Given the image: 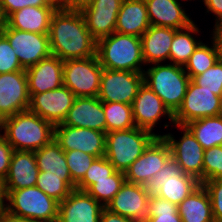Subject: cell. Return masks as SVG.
I'll list each match as a JSON object with an SVG mask.
<instances>
[{
	"label": "cell",
	"instance_id": "1",
	"mask_svg": "<svg viewBox=\"0 0 222 222\" xmlns=\"http://www.w3.org/2000/svg\"><path fill=\"white\" fill-rule=\"evenodd\" d=\"M48 35L52 55L62 61L96 55L97 40L87 29L80 10L57 8Z\"/></svg>",
	"mask_w": 222,
	"mask_h": 222
},
{
	"label": "cell",
	"instance_id": "2",
	"mask_svg": "<svg viewBox=\"0 0 222 222\" xmlns=\"http://www.w3.org/2000/svg\"><path fill=\"white\" fill-rule=\"evenodd\" d=\"M54 125L26 110L0 121V132L13 150L35 152L54 139Z\"/></svg>",
	"mask_w": 222,
	"mask_h": 222
},
{
	"label": "cell",
	"instance_id": "3",
	"mask_svg": "<svg viewBox=\"0 0 222 222\" xmlns=\"http://www.w3.org/2000/svg\"><path fill=\"white\" fill-rule=\"evenodd\" d=\"M96 55L103 68L144 71L145 62L140 37L114 32L97 40Z\"/></svg>",
	"mask_w": 222,
	"mask_h": 222
},
{
	"label": "cell",
	"instance_id": "4",
	"mask_svg": "<svg viewBox=\"0 0 222 222\" xmlns=\"http://www.w3.org/2000/svg\"><path fill=\"white\" fill-rule=\"evenodd\" d=\"M148 67L143 71V83L153 90L174 115L183 103L191 80L189 75L183 66L168 62Z\"/></svg>",
	"mask_w": 222,
	"mask_h": 222
},
{
	"label": "cell",
	"instance_id": "5",
	"mask_svg": "<svg viewBox=\"0 0 222 222\" xmlns=\"http://www.w3.org/2000/svg\"><path fill=\"white\" fill-rule=\"evenodd\" d=\"M160 134L134 127L106 133L105 157L117 171L126 172Z\"/></svg>",
	"mask_w": 222,
	"mask_h": 222
},
{
	"label": "cell",
	"instance_id": "6",
	"mask_svg": "<svg viewBox=\"0 0 222 222\" xmlns=\"http://www.w3.org/2000/svg\"><path fill=\"white\" fill-rule=\"evenodd\" d=\"M9 213L39 222H57L59 202L47 196L38 187L12 190L7 194Z\"/></svg>",
	"mask_w": 222,
	"mask_h": 222
},
{
	"label": "cell",
	"instance_id": "7",
	"mask_svg": "<svg viewBox=\"0 0 222 222\" xmlns=\"http://www.w3.org/2000/svg\"><path fill=\"white\" fill-rule=\"evenodd\" d=\"M200 185L195 177L185 174L180 165L170 157L161 171L146 184V190L150 195L155 194L179 205Z\"/></svg>",
	"mask_w": 222,
	"mask_h": 222
},
{
	"label": "cell",
	"instance_id": "8",
	"mask_svg": "<svg viewBox=\"0 0 222 222\" xmlns=\"http://www.w3.org/2000/svg\"><path fill=\"white\" fill-rule=\"evenodd\" d=\"M103 67L97 55L63 61V85L76 97H97Z\"/></svg>",
	"mask_w": 222,
	"mask_h": 222
},
{
	"label": "cell",
	"instance_id": "9",
	"mask_svg": "<svg viewBox=\"0 0 222 222\" xmlns=\"http://www.w3.org/2000/svg\"><path fill=\"white\" fill-rule=\"evenodd\" d=\"M1 33L8 39L24 70L52 55L48 34L13 29L6 23Z\"/></svg>",
	"mask_w": 222,
	"mask_h": 222
},
{
	"label": "cell",
	"instance_id": "10",
	"mask_svg": "<svg viewBox=\"0 0 222 222\" xmlns=\"http://www.w3.org/2000/svg\"><path fill=\"white\" fill-rule=\"evenodd\" d=\"M142 84L143 72L103 68L97 97L102 102H119L131 105Z\"/></svg>",
	"mask_w": 222,
	"mask_h": 222
},
{
	"label": "cell",
	"instance_id": "11",
	"mask_svg": "<svg viewBox=\"0 0 222 222\" xmlns=\"http://www.w3.org/2000/svg\"><path fill=\"white\" fill-rule=\"evenodd\" d=\"M174 126L183 132L179 140H175L174 135L170 133L161 137L168 143L171 157L180 165L184 173L195 177L202 184L204 148L186 126Z\"/></svg>",
	"mask_w": 222,
	"mask_h": 222
},
{
	"label": "cell",
	"instance_id": "12",
	"mask_svg": "<svg viewBox=\"0 0 222 222\" xmlns=\"http://www.w3.org/2000/svg\"><path fill=\"white\" fill-rule=\"evenodd\" d=\"M219 96L190 80L183 103L174 114V125L185 126L189 122L218 116Z\"/></svg>",
	"mask_w": 222,
	"mask_h": 222
},
{
	"label": "cell",
	"instance_id": "13",
	"mask_svg": "<svg viewBox=\"0 0 222 222\" xmlns=\"http://www.w3.org/2000/svg\"><path fill=\"white\" fill-rule=\"evenodd\" d=\"M54 140L64 151L79 150L97 158L105 156L106 133L89 128L57 124Z\"/></svg>",
	"mask_w": 222,
	"mask_h": 222
},
{
	"label": "cell",
	"instance_id": "14",
	"mask_svg": "<svg viewBox=\"0 0 222 222\" xmlns=\"http://www.w3.org/2000/svg\"><path fill=\"white\" fill-rule=\"evenodd\" d=\"M171 157V150L163 137H156L143 154L125 172L127 182L145 185L160 172Z\"/></svg>",
	"mask_w": 222,
	"mask_h": 222
},
{
	"label": "cell",
	"instance_id": "15",
	"mask_svg": "<svg viewBox=\"0 0 222 222\" xmlns=\"http://www.w3.org/2000/svg\"><path fill=\"white\" fill-rule=\"evenodd\" d=\"M75 98V94L62 85L54 90L32 94L28 110L55 126L64 121Z\"/></svg>",
	"mask_w": 222,
	"mask_h": 222
},
{
	"label": "cell",
	"instance_id": "16",
	"mask_svg": "<svg viewBox=\"0 0 222 222\" xmlns=\"http://www.w3.org/2000/svg\"><path fill=\"white\" fill-rule=\"evenodd\" d=\"M29 104L26 71L0 74V121L28 110Z\"/></svg>",
	"mask_w": 222,
	"mask_h": 222
},
{
	"label": "cell",
	"instance_id": "17",
	"mask_svg": "<svg viewBox=\"0 0 222 222\" xmlns=\"http://www.w3.org/2000/svg\"><path fill=\"white\" fill-rule=\"evenodd\" d=\"M132 111L135 126L153 132L161 117L167 116L174 124V115L164 105L163 101L144 83L139 87L132 102Z\"/></svg>",
	"mask_w": 222,
	"mask_h": 222
},
{
	"label": "cell",
	"instance_id": "18",
	"mask_svg": "<svg viewBox=\"0 0 222 222\" xmlns=\"http://www.w3.org/2000/svg\"><path fill=\"white\" fill-rule=\"evenodd\" d=\"M149 197L145 185L125 181L106 208L136 222H143L147 216Z\"/></svg>",
	"mask_w": 222,
	"mask_h": 222
},
{
	"label": "cell",
	"instance_id": "19",
	"mask_svg": "<svg viewBox=\"0 0 222 222\" xmlns=\"http://www.w3.org/2000/svg\"><path fill=\"white\" fill-rule=\"evenodd\" d=\"M123 0H91L80 10L90 34L99 40L115 32L117 15Z\"/></svg>",
	"mask_w": 222,
	"mask_h": 222
},
{
	"label": "cell",
	"instance_id": "20",
	"mask_svg": "<svg viewBox=\"0 0 222 222\" xmlns=\"http://www.w3.org/2000/svg\"><path fill=\"white\" fill-rule=\"evenodd\" d=\"M103 208L87 192L75 189L59 203L57 222H99Z\"/></svg>",
	"mask_w": 222,
	"mask_h": 222
},
{
	"label": "cell",
	"instance_id": "21",
	"mask_svg": "<svg viewBox=\"0 0 222 222\" xmlns=\"http://www.w3.org/2000/svg\"><path fill=\"white\" fill-rule=\"evenodd\" d=\"M62 124L106 133L103 102L98 97H76Z\"/></svg>",
	"mask_w": 222,
	"mask_h": 222
},
{
	"label": "cell",
	"instance_id": "22",
	"mask_svg": "<svg viewBox=\"0 0 222 222\" xmlns=\"http://www.w3.org/2000/svg\"><path fill=\"white\" fill-rule=\"evenodd\" d=\"M29 96L54 90L63 85V61L51 55L25 70Z\"/></svg>",
	"mask_w": 222,
	"mask_h": 222
},
{
	"label": "cell",
	"instance_id": "23",
	"mask_svg": "<svg viewBox=\"0 0 222 222\" xmlns=\"http://www.w3.org/2000/svg\"><path fill=\"white\" fill-rule=\"evenodd\" d=\"M151 26L176 30L188 27L193 20L186 14L180 0H144Z\"/></svg>",
	"mask_w": 222,
	"mask_h": 222
},
{
	"label": "cell",
	"instance_id": "24",
	"mask_svg": "<svg viewBox=\"0 0 222 222\" xmlns=\"http://www.w3.org/2000/svg\"><path fill=\"white\" fill-rule=\"evenodd\" d=\"M38 173L39 169L34 152L14 150L9 172L4 179L6 193L8 194L12 190L34 187Z\"/></svg>",
	"mask_w": 222,
	"mask_h": 222
},
{
	"label": "cell",
	"instance_id": "25",
	"mask_svg": "<svg viewBox=\"0 0 222 222\" xmlns=\"http://www.w3.org/2000/svg\"><path fill=\"white\" fill-rule=\"evenodd\" d=\"M58 6H27L10 14L5 23L13 29L49 34L52 15Z\"/></svg>",
	"mask_w": 222,
	"mask_h": 222
},
{
	"label": "cell",
	"instance_id": "26",
	"mask_svg": "<svg viewBox=\"0 0 222 222\" xmlns=\"http://www.w3.org/2000/svg\"><path fill=\"white\" fill-rule=\"evenodd\" d=\"M176 31L168 27L150 26L142 34L140 38L146 66L169 61L170 47Z\"/></svg>",
	"mask_w": 222,
	"mask_h": 222
},
{
	"label": "cell",
	"instance_id": "27",
	"mask_svg": "<svg viewBox=\"0 0 222 222\" xmlns=\"http://www.w3.org/2000/svg\"><path fill=\"white\" fill-rule=\"evenodd\" d=\"M150 26L144 0H123L115 32L141 37Z\"/></svg>",
	"mask_w": 222,
	"mask_h": 222
},
{
	"label": "cell",
	"instance_id": "28",
	"mask_svg": "<svg viewBox=\"0 0 222 222\" xmlns=\"http://www.w3.org/2000/svg\"><path fill=\"white\" fill-rule=\"evenodd\" d=\"M178 213L182 222H215L210 197L202 184L178 205Z\"/></svg>",
	"mask_w": 222,
	"mask_h": 222
},
{
	"label": "cell",
	"instance_id": "29",
	"mask_svg": "<svg viewBox=\"0 0 222 222\" xmlns=\"http://www.w3.org/2000/svg\"><path fill=\"white\" fill-rule=\"evenodd\" d=\"M211 35L212 46L201 42L183 66L190 79L212 67L222 56V48L217 35L214 32Z\"/></svg>",
	"mask_w": 222,
	"mask_h": 222
},
{
	"label": "cell",
	"instance_id": "30",
	"mask_svg": "<svg viewBox=\"0 0 222 222\" xmlns=\"http://www.w3.org/2000/svg\"><path fill=\"white\" fill-rule=\"evenodd\" d=\"M200 29L194 22L188 27L179 29L175 32L173 41L170 47L169 63L184 66L189 57L194 53L195 49L202 42L195 39V34L199 33ZM194 34V35H193Z\"/></svg>",
	"mask_w": 222,
	"mask_h": 222
},
{
	"label": "cell",
	"instance_id": "31",
	"mask_svg": "<svg viewBox=\"0 0 222 222\" xmlns=\"http://www.w3.org/2000/svg\"><path fill=\"white\" fill-rule=\"evenodd\" d=\"M204 148L222 145V117L212 116L193 120L185 125Z\"/></svg>",
	"mask_w": 222,
	"mask_h": 222
},
{
	"label": "cell",
	"instance_id": "32",
	"mask_svg": "<svg viewBox=\"0 0 222 222\" xmlns=\"http://www.w3.org/2000/svg\"><path fill=\"white\" fill-rule=\"evenodd\" d=\"M39 171L71 176L64 150L53 139L49 144L34 152Z\"/></svg>",
	"mask_w": 222,
	"mask_h": 222
},
{
	"label": "cell",
	"instance_id": "33",
	"mask_svg": "<svg viewBox=\"0 0 222 222\" xmlns=\"http://www.w3.org/2000/svg\"><path fill=\"white\" fill-rule=\"evenodd\" d=\"M35 186L59 203L76 189V183L71 176L54 174L49 171H39Z\"/></svg>",
	"mask_w": 222,
	"mask_h": 222
},
{
	"label": "cell",
	"instance_id": "34",
	"mask_svg": "<svg viewBox=\"0 0 222 222\" xmlns=\"http://www.w3.org/2000/svg\"><path fill=\"white\" fill-rule=\"evenodd\" d=\"M103 111L106 118V133L136 127L132 105L119 102H103Z\"/></svg>",
	"mask_w": 222,
	"mask_h": 222
},
{
	"label": "cell",
	"instance_id": "35",
	"mask_svg": "<svg viewBox=\"0 0 222 222\" xmlns=\"http://www.w3.org/2000/svg\"><path fill=\"white\" fill-rule=\"evenodd\" d=\"M125 181V173L116 171L109 179L95 180V184L86 192L103 207H106L119 192Z\"/></svg>",
	"mask_w": 222,
	"mask_h": 222
},
{
	"label": "cell",
	"instance_id": "36",
	"mask_svg": "<svg viewBox=\"0 0 222 222\" xmlns=\"http://www.w3.org/2000/svg\"><path fill=\"white\" fill-rule=\"evenodd\" d=\"M143 222H182V219L178 213V205L152 194L148 201L147 216Z\"/></svg>",
	"mask_w": 222,
	"mask_h": 222
},
{
	"label": "cell",
	"instance_id": "37",
	"mask_svg": "<svg viewBox=\"0 0 222 222\" xmlns=\"http://www.w3.org/2000/svg\"><path fill=\"white\" fill-rule=\"evenodd\" d=\"M116 171L105 156L96 158L85 173V176L76 184V189L86 192L95 184V180L109 179Z\"/></svg>",
	"mask_w": 222,
	"mask_h": 222
},
{
	"label": "cell",
	"instance_id": "38",
	"mask_svg": "<svg viewBox=\"0 0 222 222\" xmlns=\"http://www.w3.org/2000/svg\"><path fill=\"white\" fill-rule=\"evenodd\" d=\"M64 154L69 173L76 184L85 176V173L97 158L79 150L64 151Z\"/></svg>",
	"mask_w": 222,
	"mask_h": 222
},
{
	"label": "cell",
	"instance_id": "39",
	"mask_svg": "<svg viewBox=\"0 0 222 222\" xmlns=\"http://www.w3.org/2000/svg\"><path fill=\"white\" fill-rule=\"evenodd\" d=\"M191 80L198 86L220 96L222 93V56L212 67L202 74L194 76Z\"/></svg>",
	"mask_w": 222,
	"mask_h": 222
},
{
	"label": "cell",
	"instance_id": "40",
	"mask_svg": "<svg viewBox=\"0 0 222 222\" xmlns=\"http://www.w3.org/2000/svg\"><path fill=\"white\" fill-rule=\"evenodd\" d=\"M203 182L222 179V145L204 150Z\"/></svg>",
	"mask_w": 222,
	"mask_h": 222
},
{
	"label": "cell",
	"instance_id": "41",
	"mask_svg": "<svg viewBox=\"0 0 222 222\" xmlns=\"http://www.w3.org/2000/svg\"><path fill=\"white\" fill-rule=\"evenodd\" d=\"M25 71L10 46L8 39L0 33V74Z\"/></svg>",
	"mask_w": 222,
	"mask_h": 222
},
{
	"label": "cell",
	"instance_id": "42",
	"mask_svg": "<svg viewBox=\"0 0 222 222\" xmlns=\"http://www.w3.org/2000/svg\"><path fill=\"white\" fill-rule=\"evenodd\" d=\"M210 197L215 222H222V179L207 180L202 183Z\"/></svg>",
	"mask_w": 222,
	"mask_h": 222
},
{
	"label": "cell",
	"instance_id": "43",
	"mask_svg": "<svg viewBox=\"0 0 222 222\" xmlns=\"http://www.w3.org/2000/svg\"><path fill=\"white\" fill-rule=\"evenodd\" d=\"M27 6L44 7L58 6V4L56 0H0V10L4 19Z\"/></svg>",
	"mask_w": 222,
	"mask_h": 222
},
{
	"label": "cell",
	"instance_id": "44",
	"mask_svg": "<svg viewBox=\"0 0 222 222\" xmlns=\"http://www.w3.org/2000/svg\"><path fill=\"white\" fill-rule=\"evenodd\" d=\"M14 150L0 132V177L5 179L9 172L10 162Z\"/></svg>",
	"mask_w": 222,
	"mask_h": 222
},
{
	"label": "cell",
	"instance_id": "45",
	"mask_svg": "<svg viewBox=\"0 0 222 222\" xmlns=\"http://www.w3.org/2000/svg\"><path fill=\"white\" fill-rule=\"evenodd\" d=\"M205 7L207 8L206 12L214 13L215 25L212 32H216L222 29V0H202Z\"/></svg>",
	"mask_w": 222,
	"mask_h": 222
},
{
	"label": "cell",
	"instance_id": "46",
	"mask_svg": "<svg viewBox=\"0 0 222 222\" xmlns=\"http://www.w3.org/2000/svg\"><path fill=\"white\" fill-rule=\"evenodd\" d=\"M58 8L68 10H81L88 6L91 0H56Z\"/></svg>",
	"mask_w": 222,
	"mask_h": 222
},
{
	"label": "cell",
	"instance_id": "47",
	"mask_svg": "<svg viewBox=\"0 0 222 222\" xmlns=\"http://www.w3.org/2000/svg\"><path fill=\"white\" fill-rule=\"evenodd\" d=\"M99 222H136L133 219L118 215L117 213L111 212L106 207L103 208Z\"/></svg>",
	"mask_w": 222,
	"mask_h": 222
},
{
	"label": "cell",
	"instance_id": "48",
	"mask_svg": "<svg viewBox=\"0 0 222 222\" xmlns=\"http://www.w3.org/2000/svg\"><path fill=\"white\" fill-rule=\"evenodd\" d=\"M0 222H39V221H35L24 217H18L9 213L7 210L2 209L0 212Z\"/></svg>",
	"mask_w": 222,
	"mask_h": 222
},
{
	"label": "cell",
	"instance_id": "49",
	"mask_svg": "<svg viewBox=\"0 0 222 222\" xmlns=\"http://www.w3.org/2000/svg\"><path fill=\"white\" fill-rule=\"evenodd\" d=\"M7 201V193L5 189V180L0 177V208L5 209Z\"/></svg>",
	"mask_w": 222,
	"mask_h": 222
},
{
	"label": "cell",
	"instance_id": "50",
	"mask_svg": "<svg viewBox=\"0 0 222 222\" xmlns=\"http://www.w3.org/2000/svg\"><path fill=\"white\" fill-rule=\"evenodd\" d=\"M4 24H5V19L3 18V15L1 13V10H0V33L4 27Z\"/></svg>",
	"mask_w": 222,
	"mask_h": 222
},
{
	"label": "cell",
	"instance_id": "51",
	"mask_svg": "<svg viewBox=\"0 0 222 222\" xmlns=\"http://www.w3.org/2000/svg\"><path fill=\"white\" fill-rule=\"evenodd\" d=\"M218 115L222 117V93L219 96V111H218Z\"/></svg>",
	"mask_w": 222,
	"mask_h": 222
},
{
	"label": "cell",
	"instance_id": "52",
	"mask_svg": "<svg viewBox=\"0 0 222 222\" xmlns=\"http://www.w3.org/2000/svg\"><path fill=\"white\" fill-rule=\"evenodd\" d=\"M214 33L217 35V37H218V39L220 41V44H221V48H222V29H220V30H218V31H216Z\"/></svg>",
	"mask_w": 222,
	"mask_h": 222
}]
</instances>
